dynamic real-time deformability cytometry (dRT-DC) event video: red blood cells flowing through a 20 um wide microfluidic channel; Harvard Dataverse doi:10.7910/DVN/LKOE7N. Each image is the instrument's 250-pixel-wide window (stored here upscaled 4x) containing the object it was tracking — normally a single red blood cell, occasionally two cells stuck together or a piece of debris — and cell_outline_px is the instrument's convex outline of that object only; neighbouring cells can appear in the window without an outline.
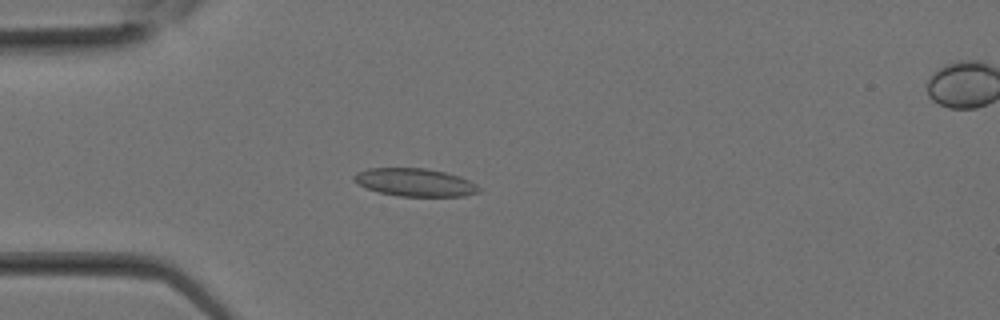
{"species": "Egyptian fruit bat (a non-hibernating species)", "species_latin": "Rousettus aegyptiacus", "temperature_condition": "room temperature", "stored_images_in_passage": 25, "camera_frame_rate_fps": 3000, "um_per_image_px": 0.085, "animal": {"sex": "female"}, "frame": {"image": 1, "passage_image": 7, "time_ms": 2.0, "image_size_px": [1000, 320], "cell_outline_px": [[480, 192], [464, 196], [400, 196], [380, 192], [368, 188], [352, 180], [352, 176], [356, 172], [368, 168], [424, 168], [444, 172], [460, 176], [476, 184], [480, 188]], "centroid_in_image_um": [35.27, 15.49], "position_along_channel_um": 49.7, "area_um2": 20.23}}
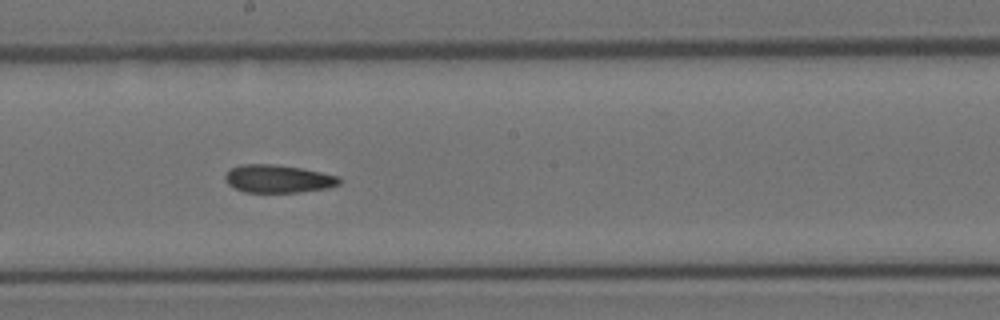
{"frame": {"image": 2, "passage_image": 15, "time_ms": 4.667, "image_size_px": [1000, 320], "cell_outline_px": [[340, 184], [328, 188], [296, 192], [244, 192], [228, 184], [224, 180], [224, 176], [232, 168], [240, 164], [272, 164], [300, 168], [340, 176]], "centroid_in_image_um": [23.63, 15.19], "position_along_channel_um": 224.6, "area_um2": 18.44}}
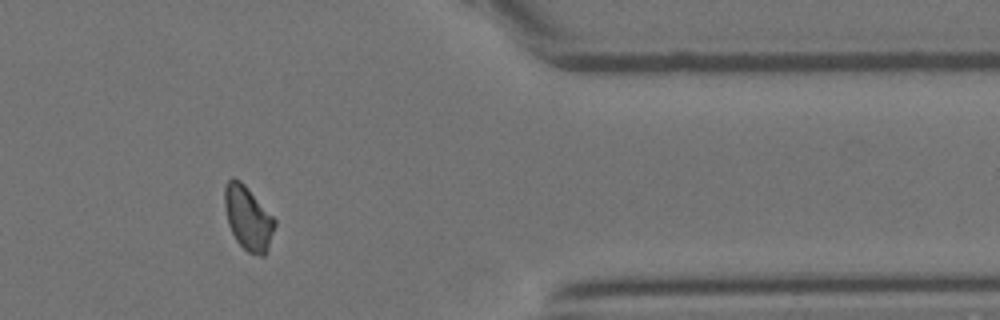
{"frame": {"image": 3, "passage_image": 23, "time_ms": 7.333, "image_size_px": [1000, 320], "cell_outline_px": [[276, 224], [268, 248], [264, 256], [260, 256], [248, 252], [236, 240], [228, 224], [224, 208], [224, 188], [228, 180], [232, 176], [240, 180], [248, 188], [276, 220]], "centroid_in_image_um": [21.07, 18.52], "position_along_channel_um": 390.3, "area_um2": 18.67}}